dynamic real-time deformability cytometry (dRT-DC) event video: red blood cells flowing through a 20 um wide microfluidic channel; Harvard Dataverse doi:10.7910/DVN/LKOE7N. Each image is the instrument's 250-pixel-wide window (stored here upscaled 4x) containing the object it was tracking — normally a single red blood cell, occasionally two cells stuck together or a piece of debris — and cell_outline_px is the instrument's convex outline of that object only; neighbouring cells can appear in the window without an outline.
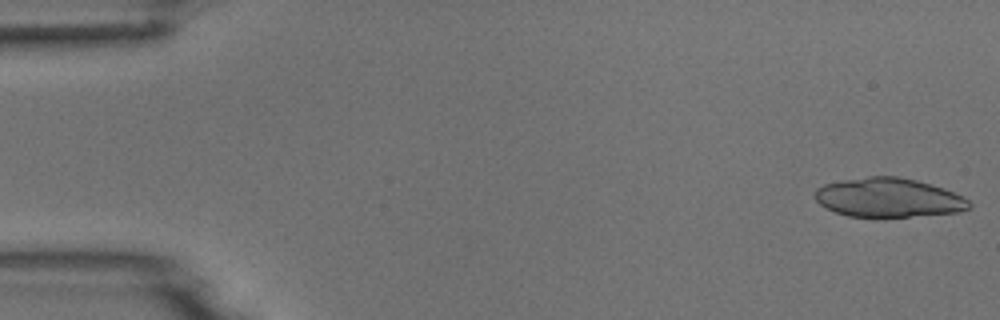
{"species": "common noctule bat (a hibernating species)", "species_latin": "Nyctalus noctula", "temperature_condition": "room temperature", "stored_images_in_passage": 20, "camera_frame_rate_fps": 3000, "um_per_image_px": 0.085, "animal": {"sex": "male", "body_mass_g": 18.8}, "frame": {"image": 1, "passage_image": 1, "time_ms": 0.0, "image_size_px": [1000, 320], "cell_outline_px": [[972, 208], [960, 212], [908, 216], [848, 216], [836, 212], [820, 204], [812, 196], [812, 192], [816, 188], [824, 184], [844, 180], [868, 176], [896, 176], [916, 180], [944, 188], [968, 200], [972, 204]], "centroid_in_image_um": [75.5, 16.79], "position_along_channel_um": 9.5, "area_um2": 34.97}}